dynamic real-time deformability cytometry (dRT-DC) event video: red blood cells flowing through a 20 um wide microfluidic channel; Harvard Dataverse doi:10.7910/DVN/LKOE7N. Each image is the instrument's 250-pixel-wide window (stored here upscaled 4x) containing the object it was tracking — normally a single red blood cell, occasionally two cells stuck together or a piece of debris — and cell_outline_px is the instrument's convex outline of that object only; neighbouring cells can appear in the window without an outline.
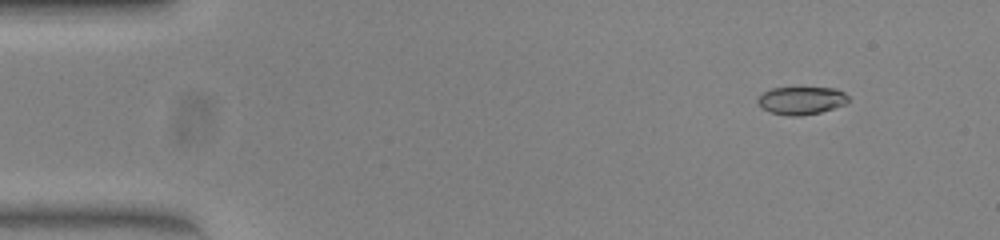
{"species": "common noctule bat (a hibernating species)", "species_latin": "Nyctalus noctula", "temperature_condition": "warm", "stored_images_in_passage": 47, "camera_frame_rate_fps": 3000, "um_per_image_px": 0.085, "animal": {"sex": "female", "body_mass_g": 23.0, "forearm_length_mm": 53.4}, "frame": {"image": 1, "passage_image": 1, "time_ms": 0.0, "image_size_px": [1000, 240], "cell_outline_px": [[840, 92], [832, 104], [828, 108], [816, 112], [776, 112], [768, 108], [768, 92], [780, 88], [824, 88]], "centroid_in_image_um": [68.09, 8.47], "position_along_channel_um": 16.9, "area_um2": 10.81}}
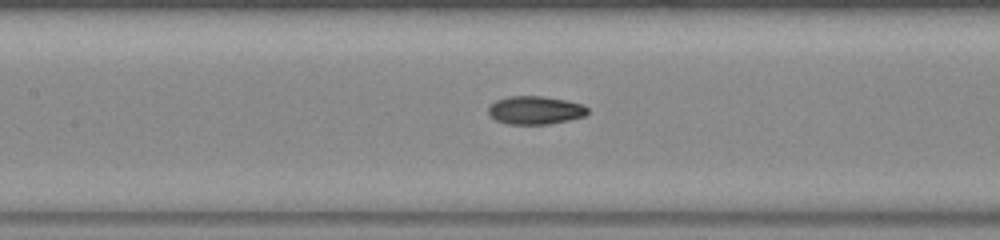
{"frame": {"image": 2, "passage_image": 20, "time_ms": 6.333, "image_size_px": [1000, 240], "cell_outline_px": [[584, 112], [576, 116], [556, 120], [504, 120], [496, 116], [492, 112], [492, 108], [496, 104], [504, 100], [556, 100], [576, 104], [584, 108]], "centroid_in_image_um": [45.56, 9.35], "position_along_channel_um": 161.8, "area_um2": 11.44}}
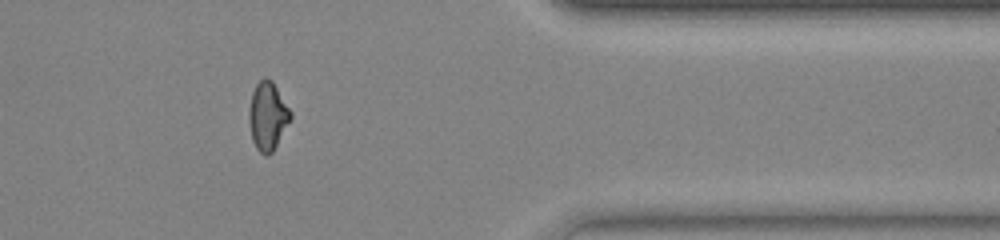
{"frame": {"image": 3, "passage_image": 39, "time_ms": 12.667, "image_size_px": [1000, 240], "cell_outline_px": [[288, 120], [272, 148], [268, 152], [264, 152], [256, 144], [252, 132], [252, 96], [256, 88], [264, 80], [268, 80], [272, 84], [288, 112]], "centroid_in_image_um": [22.74, 9.85], "position_along_channel_um": 388.7, "area_um2": 13.24}, "authors_computed_cell_mechanics": {"area_um2": 12.3114, "velocity_mm_per_s": 3.9138, "shape_relaxation_time_tau1_ms": null, "shape_relaxation_time_tau2_ms": 2.8322, "deformation_change_tau1": null, "deformation_change_tau2": 0.0861}}